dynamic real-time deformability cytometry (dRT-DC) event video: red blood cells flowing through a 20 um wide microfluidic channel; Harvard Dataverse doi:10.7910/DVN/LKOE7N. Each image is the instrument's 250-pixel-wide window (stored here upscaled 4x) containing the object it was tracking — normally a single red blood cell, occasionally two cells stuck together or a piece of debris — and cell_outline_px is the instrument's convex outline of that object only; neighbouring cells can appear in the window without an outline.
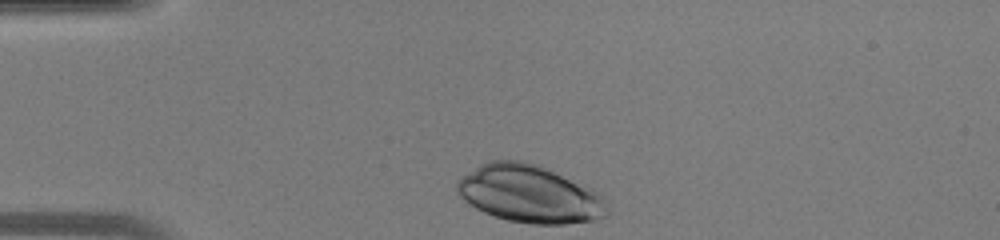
{"species": "human", "species_latin": "Homo sapiens", "temperature_condition": "warm", "stored_images_in_passage": 28, "camera_frame_rate_fps": 3000, "um_per_image_px": 0.085, "donor": {"sex": "male"}, "frame": {"image": 1, "passage_image": 1, "time_ms": 0.0, "image_size_px": [1000, 240], "cell_outline_px": [[608, 216], [592, 220], [564, 224], [532, 224], [508, 220], [484, 212], [476, 208], [464, 200], [456, 192], [456, 180], [460, 176], [480, 164], [488, 160], [524, 160], [540, 164], [596, 192], [608, 212]], "centroid_in_image_um": [44.92, 16.46], "position_along_channel_um": 40.1, "area_um2": 50.05}}
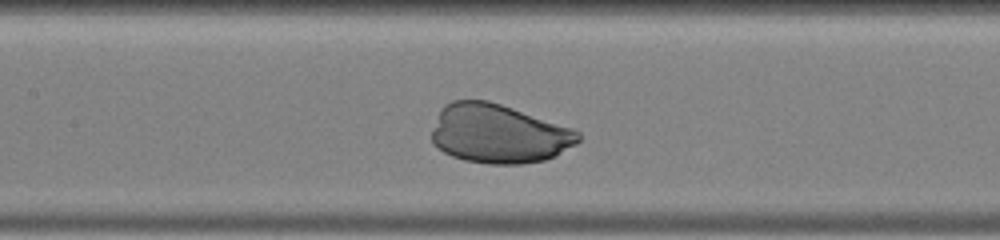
{"frame": {"image": 2, "passage_image": 12, "time_ms": 3.667, "image_size_px": [1000, 240], "cell_outline_px": [[580, 140], [576, 144], [544, 160], [520, 164], [488, 164], [464, 160], [452, 156], [444, 152], [432, 144], [432, 132], [440, 108], [444, 104], [452, 100], [488, 100], [572, 128], [580, 132]], "centroid_in_image_um": [42.34, 11.37], "position_along_channel_um": 165.1, "area_um2": 50.17}}
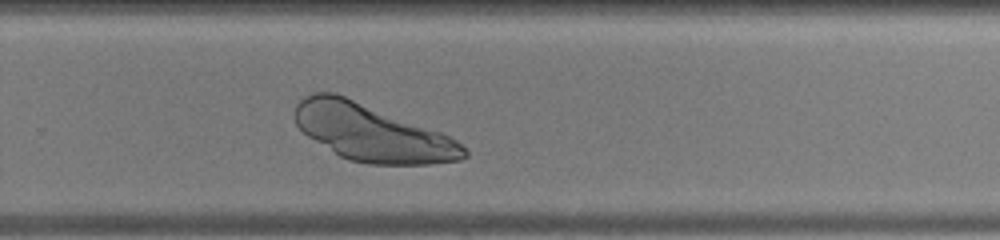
{"frame": {"image": 3, "passage_image": 21, "time_ms": 6.667, "image_size_px": [1000, 240], "cell_outline_px": [[468, 156], [460, 160], [428, 164], [368, 164], [348, 160], [340, 156], [308, 136], [296, 124], [296, 104], [304, 96], [312, 92], [336, 92], [440, 132], [456, 140], [468, 152]], "centroid_in_image_um": [31.61, 11.28], "position_along_channel_um": 298.2, "area_um2": 55.55}}